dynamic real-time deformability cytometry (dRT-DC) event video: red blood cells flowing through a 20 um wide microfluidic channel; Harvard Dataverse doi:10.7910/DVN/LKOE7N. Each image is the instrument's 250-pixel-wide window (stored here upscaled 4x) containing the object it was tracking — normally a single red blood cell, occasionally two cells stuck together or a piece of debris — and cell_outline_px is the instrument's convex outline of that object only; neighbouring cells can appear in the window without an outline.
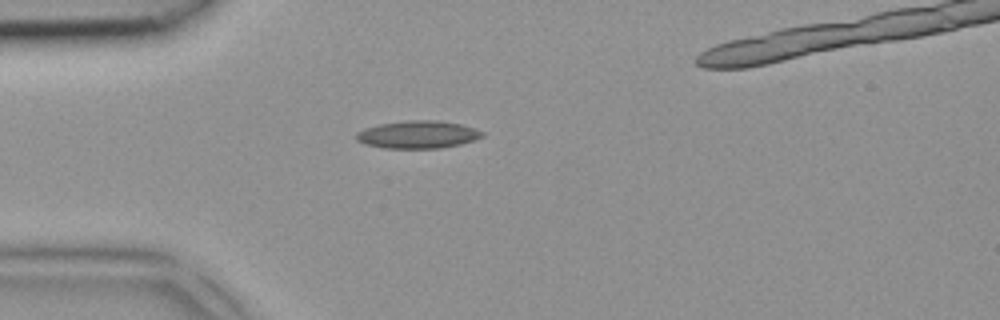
{"species": "common noctule bat (a hibernating species)", "species_latin": "Nyctalus noctula", "temperature_condition": "room temperature", "stored_images_in_passage": 1, "camera_frame_rate_fps": 3000, "um_per_image_px": 0.085, "animal": {"sex": "female", "body_mass_g": 18.4}, "frame": {"image": 1, "passage_image": 1, "time_ms": 0.0, "image_size_px": [1000, 320], "cell_outline_px": [[484, 136], [460, 144], [440, 148], [384, 148], [364, 144], [356, 140], [356, 132], [364, 128], [380, 124], [404, 120], [440, 120], [460, 124], [476, 128], [484, 132]], "centroid_in_image_um": [35.5, 11.43], "position_along_channel_um": 49.5, "area_um2": 20.4}}